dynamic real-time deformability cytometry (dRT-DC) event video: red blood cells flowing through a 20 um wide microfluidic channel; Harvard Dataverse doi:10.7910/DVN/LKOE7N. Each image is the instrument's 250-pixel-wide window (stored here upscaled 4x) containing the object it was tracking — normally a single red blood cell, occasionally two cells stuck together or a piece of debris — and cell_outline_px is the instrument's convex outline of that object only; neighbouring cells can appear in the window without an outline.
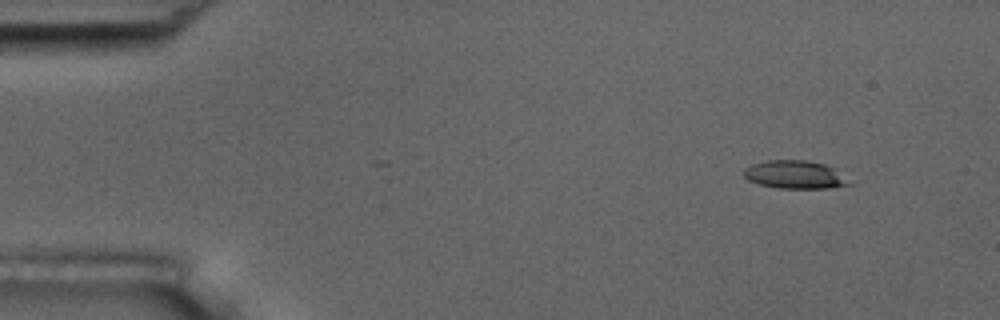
{"species": "common noctule bat (a hibernating species)", "species_latin": "Nyctalus noctula", "temperature_condition": "room temperature", "stored_images_in_passage": 5, "camera_frame_rate_fps": 3000, "um_per_image_px": 0.085, "animal": {"sex": "male", "body_mass_g": 17.5, "forearm_length_mm": 52.3}, "frame": {"image": 1, "passage_image": 2, "time_ms": 1.0, "image_size_px": [1000, 320], "cell_outline_px": [[852, 184], [832, 188], [776, 188], [760, 184], [748, 180], [744, 176], [744, 168], [752, 164], [768, 160], [808, 160], [824, 164], [836, 168]], "centroid_in_image_um": [67.58, 14.84], "position_along_channel_um": 17.4, "area_um2": 17.34}}
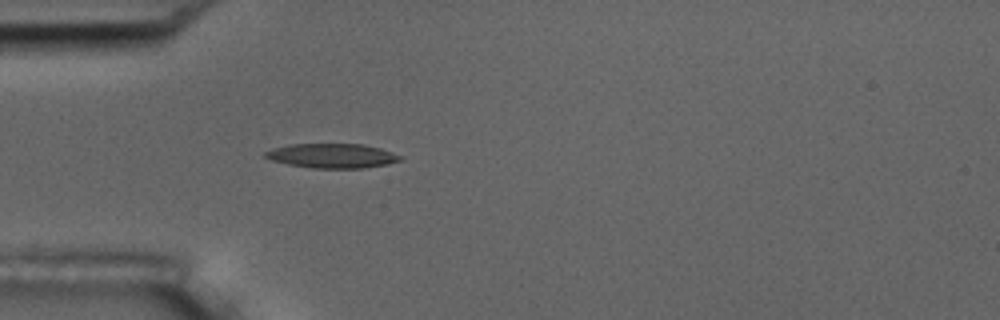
{"frame": {"image": 2, "passage_image": 5, "time_ms": 4.667, "image_size_px": [1000, 320], "cell_outline_px": [[404, 160], [388, 164], [364, 168], [312, 168], [288, 164], [272, 160], [264, 156], [264, 152], [272, 148], [288, 144], [364, 144], [380, 148], [404, 156]], "centroid_in_image_um": [28.27, 13.24], "position_along_channel_um": 56.7, "area_um2": 19.42}}